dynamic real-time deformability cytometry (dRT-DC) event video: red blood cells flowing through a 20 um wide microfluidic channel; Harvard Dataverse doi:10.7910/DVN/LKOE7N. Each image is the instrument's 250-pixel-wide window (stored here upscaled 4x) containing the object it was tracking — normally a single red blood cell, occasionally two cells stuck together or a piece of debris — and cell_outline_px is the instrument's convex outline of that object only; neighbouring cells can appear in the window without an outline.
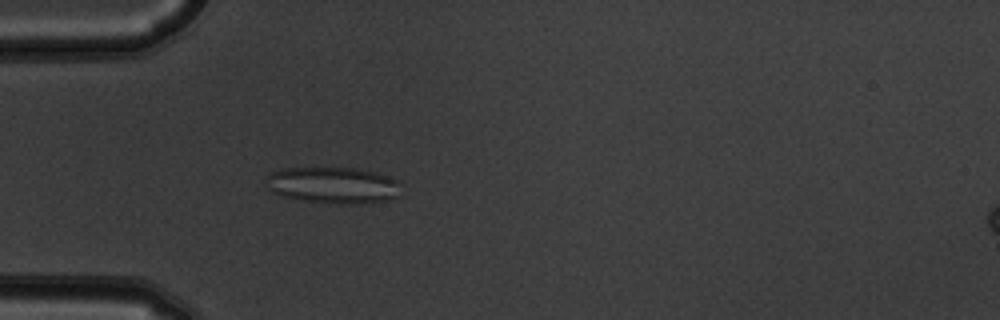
{"species": "common noctule bat (a hibernating species)", "species_latin": "Nyctalus noctula", "temperature_condition": "warm", "stored_images_in_passage": 4, "camera_frame_rate_fps": 3000, "um_per_image_px": 0.085, "animal": {"sex": "male", "body_mass_g": 19.5, "forearm_length_mm": 54.6}, "frame": {"image": 1, "passage_image": 4, "time_ms": 1.0, "image_size_px": [1000, 320], "cell_outline_px": [[396, 196], [388, 200], [356, 204], [340, 204], [300, 200], [280, 196], [272, 192], [264, 184], [264, 180], [272, 172], [284, 168], [356, 168], [376, 172], [388, 176], [396, 180]], "centroid_in_image_um": [28.21, 15.74], "position_along_channel_um": 56.8, "area_um2": 28.55}}